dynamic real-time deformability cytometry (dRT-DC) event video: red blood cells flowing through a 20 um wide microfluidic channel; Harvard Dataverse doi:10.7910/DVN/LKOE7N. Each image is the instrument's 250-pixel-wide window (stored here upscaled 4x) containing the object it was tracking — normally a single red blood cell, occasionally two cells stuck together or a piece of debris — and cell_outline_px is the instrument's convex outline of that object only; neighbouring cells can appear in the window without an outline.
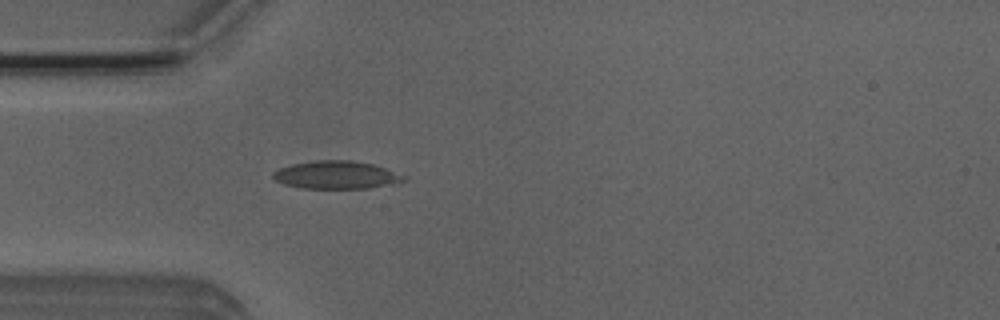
{"species": "Egyptian fruit bat (a non-hibernating species)", "species_latin": "Rousettus aegyptiacus", "temperature_condition": "room temperature", "stored_images_in_passage": 15, "camera_frame_rate_fps": 3000, "um_per_image_px": 0.085, "animal": {"sex": "male"}, "frame": {"image": 1, "passage_image": 1, "time_ms": 0.0, "image_size_px": [1000, 320], "cell_outline_px": [[408, 180], [396, 184], [368, 188], [300, 188], [284, 184], [276, 180], [272, 176], [272, 172], [280, 168], [292, 164], [316, 160], [352, 160], [372, 164], [408, 176]], "centroid_in_image_um": [28.63, 14.87], "position_along_channel_um": 56.4, "area_um2": 21.39}}
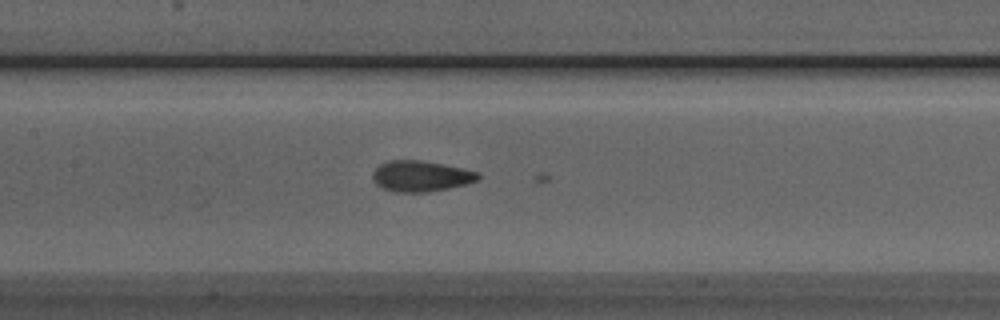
{"frame": {"image": 2, "passage_image": 10, "time_ms": 3.0, "image_size_px": [1000, 320], "cell_outline_px": [[480, 180], [448, 188], [428, 192], [396, 192], [384, 188], [376, 184], [372, 176], [372, 172], [380, 164], [388, 160], [420, 160], [460, 168], [476, 172], [480, 176]], "centroid_in_image_um": [35.73, 14.97], "position_along_channel_um": 171.7, "area_um2": 18.67}}
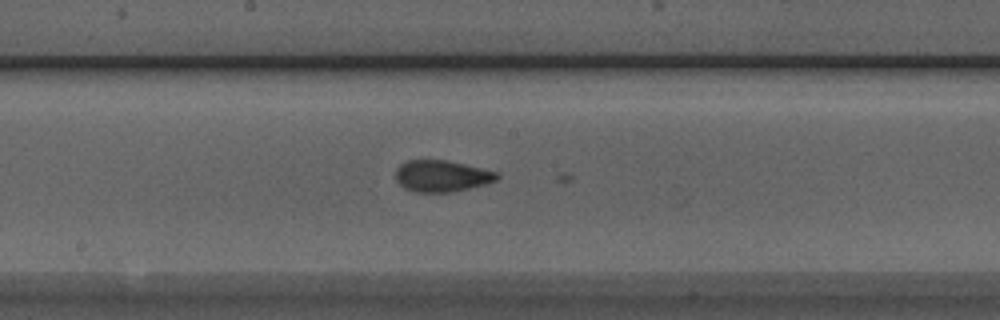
{"frame": {"image": 3, "passage_image": 13, "time_ms": 4.0, "image_size_px": [1000, 320], "cell_outline_px": [[500, 176], [496, 180], [484, 184], [452, 192], [416, 192], [404, 188], [396, 180], [396, 168], [400, 164], [408, 160], [444, 160], [464, 164], [500, 172]], "centroid_in_image_um": [37.55, 14.96], "position_along_channel_um": 210.7, "area_um2": 18.55}}